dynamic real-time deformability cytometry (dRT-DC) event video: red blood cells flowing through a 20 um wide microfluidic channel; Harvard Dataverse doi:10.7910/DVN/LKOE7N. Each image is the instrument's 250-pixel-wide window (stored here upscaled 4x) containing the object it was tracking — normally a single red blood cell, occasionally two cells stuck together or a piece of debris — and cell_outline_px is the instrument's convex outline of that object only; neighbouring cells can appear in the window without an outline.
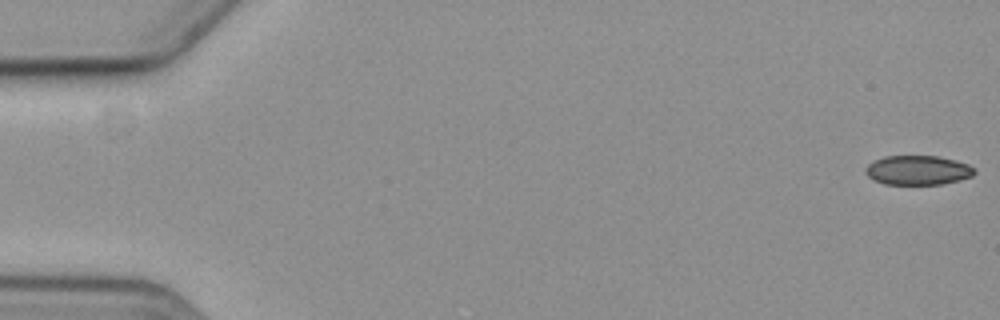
{"species": "common noctule bat (a hibernating species)", "species_latin": "Nyctalus noctula", "temperature_condition": "cold", "stored_images_in_passage": 5, "camera_frame_rate_fps": 3000, "um_per_image_px": 0.085, "animal": {"sex": "female", "body_mass_g": 19.3, "forearm_length_mm": 54.1}, "frame": {"image": 1, "passage_image": 1, "time_ms": 0.0, "image_size_px": [1000, 320], "cell_outline_px": [[976, 172], [972, 176], [960, 180], [944, 184], [884, 184], [872, 180], [864, 172], [864, 168], [872, 160], [884, 156], [940, 156], [956, 160], [968, 164], [976, 168]], "centroid_in_image_um": [78.01, 14.46], "position_along_channel_um": 7.0, "area_um2": 19.02}}
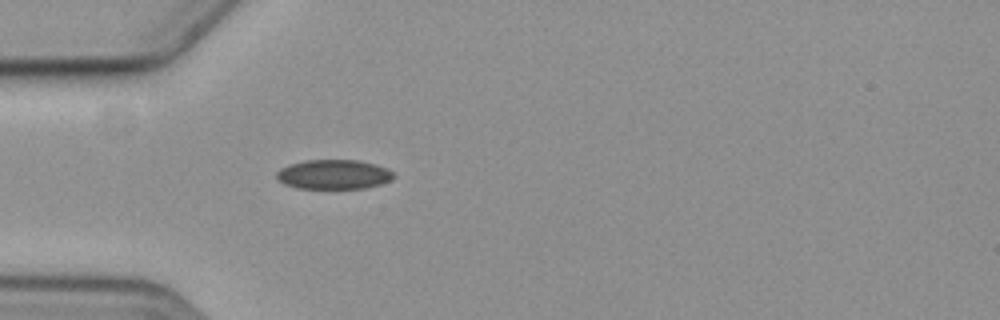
{"frame": {"image": 2, "passage_image": 5, "time_ms": 5.667, "image_size_px": [1000, 320], "cell_outline_px": [[396, 176], [392, 180], [380, 184], [364, 188], [300, 188], [284, 184], [276, 176], [276, 172], [280, 168], [288, 164], [304, 160], [356, 160], [376, 164], [388, 168]], "centroid_in_image_um": [28.38, 14.81], "position_along_channel_um": 56.6, "area_um2": 20.17}}